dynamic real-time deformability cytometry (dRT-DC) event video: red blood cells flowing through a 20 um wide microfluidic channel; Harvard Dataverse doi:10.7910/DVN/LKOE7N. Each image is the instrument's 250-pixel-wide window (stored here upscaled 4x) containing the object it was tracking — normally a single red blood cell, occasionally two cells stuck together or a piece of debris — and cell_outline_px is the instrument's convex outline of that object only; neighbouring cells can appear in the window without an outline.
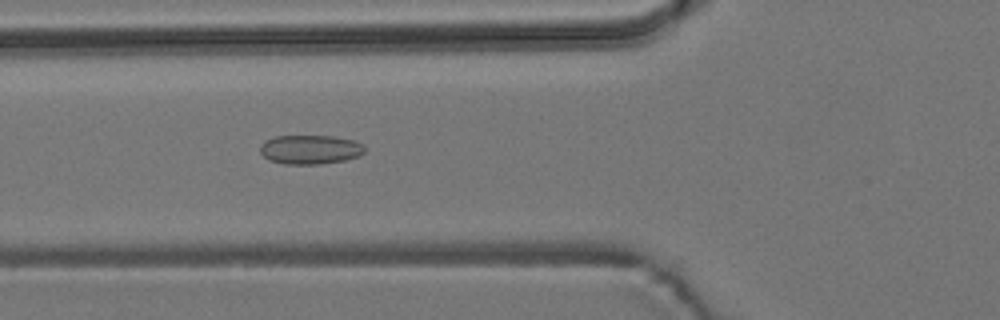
{"species": "common noctule bat (a hibernating species)", "species_latin": "Nyctalus noctula", "temperature_condition": "room temperature", "stored_images_in_passage": 54, "camera_frame_rate_fps": 3000, "um_per_image_px": 0.085, "animal": {"sex": "male", "body_mass_g": 19.2, "forearm_length_mm": 51.8}, "frame": {"image": 1, "passage_image": 20, "time_ms": 6.333, "image_size_px": [1000, 320], "cell_outline_px": [[364, 152], [360, 156], [344, 160], [320, 164], [284, 164], [268, 160], [260, 152], [260, 144], [264, 140], [276, 136], [332, 136], [356, 140], [364, 144]], "centroid_in_image_um": [26.37, 12.7], "position_along_channel_um": 99.4, "area_um2": 17.98}}
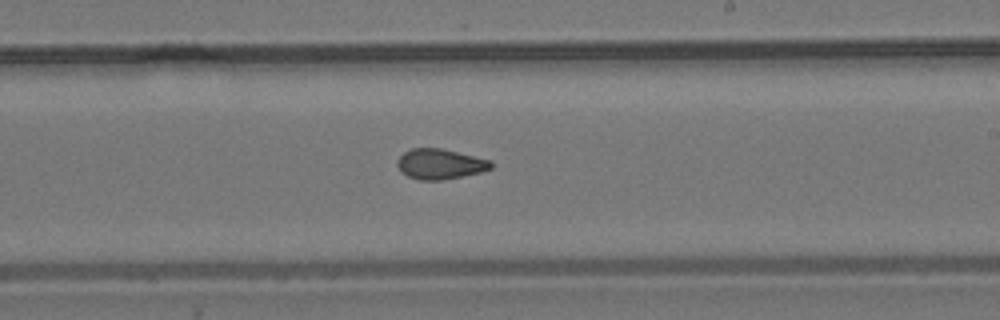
{"frame": {"image": 2, "passage_image": 32, "time_ms": 10.333, "image_size_px": [1000, 320], "cell_outline_px": [[492, 168], [480, 172], [444, 180], [420, 180], [408, 176], [400, 172], [396, 164], [396, 160], [404, 152], [412, 148], [440, 148], [492, 160]], "centroid_in_image_um": [37.38, 13.94], "position_along_channel_um": 251.6, "area_um2": 16.59}}
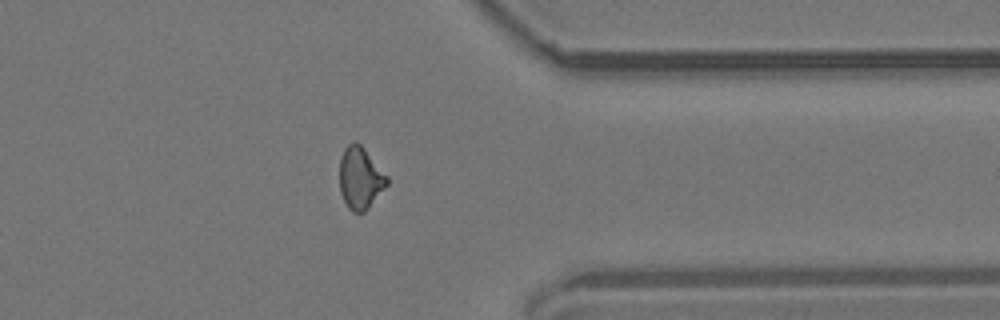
{"frame": {"image": 3, "passage_image": 43, "time_ms": 14.0, "image_size_px": [1000, 320], "cell_outline_px": [[388, 184], [368, 208], [364, 212], [352, 212], [348, 208], [340, 192], [340, 160], [344, 148], [352, 140], [356, 140], [364, 148], [388, 176]], "centroid_in_image_um": [30.62, 15.11], "position_along_channel_um": 380.8, "area_um2": 17.17}, "authors_computed_cell_mechanics": {"area_um2": 16.9354, "velocity_mm_per_s": 3.7948, "shape_relaxation_time_tau1_ms": null, "shape_relaxation_time_tau2_ms": 2.967, "deformation_change_tau1": null, "deformation_change_tau2": 0.0803}}